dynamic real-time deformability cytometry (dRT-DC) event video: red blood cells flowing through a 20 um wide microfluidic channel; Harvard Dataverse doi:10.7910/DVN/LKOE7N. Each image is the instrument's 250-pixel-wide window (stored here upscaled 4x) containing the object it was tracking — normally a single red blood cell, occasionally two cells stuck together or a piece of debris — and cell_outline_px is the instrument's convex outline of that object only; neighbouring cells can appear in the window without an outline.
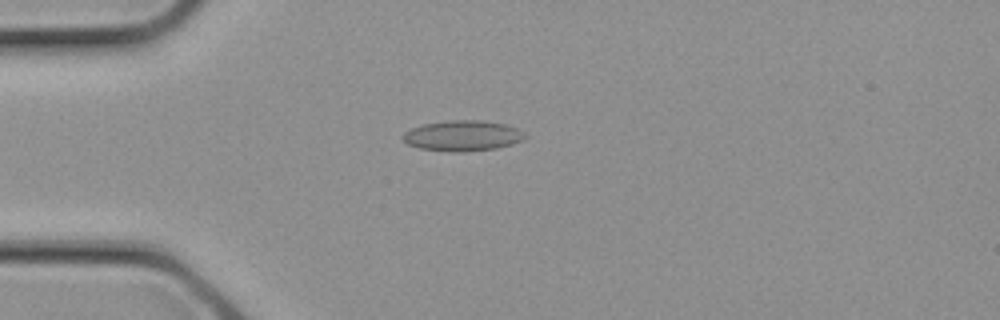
{"species": "common noctule bat (a hibernating species)", "species_latin": "Nyctalus noctula", "temperature_condition": "cold", "stored_images_in_passage": 10, "camera_frame_rate_fps": 3000, "um_per_image_px": 0.085, "animal": {"sex": "female", "body_mass_g": 21.9}, "frame": {"image": 1, "passage_image": 7, "time_ms": 2.0, "image_size_px": [1000, 320], "cell_outline_px": [[528, 136], [524, 140], [512, 144], [496, 148], [464, 152], [452, 152], [420, 148], [408, 144], [400, 136], [404, 132], [412, 128], [424, 124], [448, 120], [480, 120], [504, 124], [516, 128], [524, 132]], "centroid_in_image_um": [39.34, 11.54], "position_along_channel_um": 45.7, "area_um2": 21.79}}
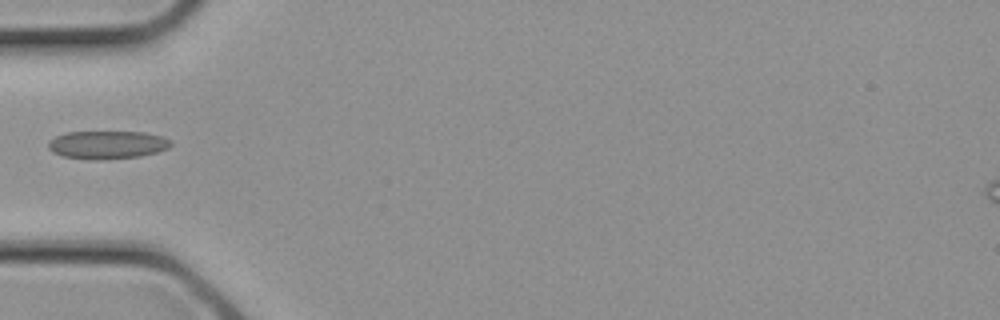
{"frame": {"image": 2, "passage_image": 9, "time_ms": 2.667, "image_size_px": [1000, 320], "cell_outline_px": [[172, 144], [168, 148], [156, 152], [140, 156], [104, 160], [88, 160], [60, 156], [52, 152], [48, 148], [48, 140], [64, 132], [144, 132], [164, 136], [172, 140]], "centroid_in_image_um": [9.1, 12.31], "position_along_channel_um": 75.9, "area_um2": 20.46}}